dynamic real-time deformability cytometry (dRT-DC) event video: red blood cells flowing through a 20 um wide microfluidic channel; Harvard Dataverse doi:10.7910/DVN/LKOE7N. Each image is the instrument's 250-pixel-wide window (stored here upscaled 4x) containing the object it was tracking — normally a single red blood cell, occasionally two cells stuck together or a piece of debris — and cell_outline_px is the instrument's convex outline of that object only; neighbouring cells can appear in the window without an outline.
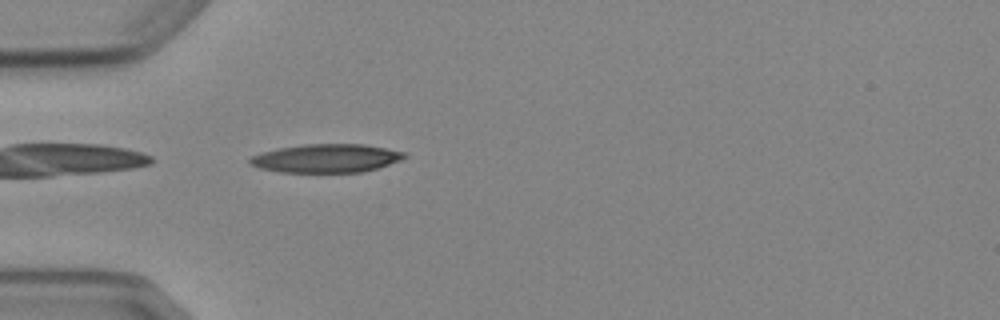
{"species": "Egyptian fruit bat (a non-hibernating species)", "species_latin": "Rousettus aegyptiacus", "temperature_condition": "cold", "stored_images_in_passage": 5, "camera_frame_rate_fps": 3000, "um_per_image_px": 0.085, "animal": {"sex": "female"}, "frame": {"image": 1, "passage_image": 5, "time_ms": 5.0, "image_size_px": [1000, 320], "cell_outline_px": [[408, 156], [400, 160], [376, 168], [360, 172], [280, 172], [260, 168], [248, 164], [248, 160], [252, 156], [264, 152], [280, 148], [304, 144], [364, 144], [408, 152]], "centroid_in_image_um": [27.75, 13.45], "position_along_channel_um": 57.2, "area_um2": 25.55}}